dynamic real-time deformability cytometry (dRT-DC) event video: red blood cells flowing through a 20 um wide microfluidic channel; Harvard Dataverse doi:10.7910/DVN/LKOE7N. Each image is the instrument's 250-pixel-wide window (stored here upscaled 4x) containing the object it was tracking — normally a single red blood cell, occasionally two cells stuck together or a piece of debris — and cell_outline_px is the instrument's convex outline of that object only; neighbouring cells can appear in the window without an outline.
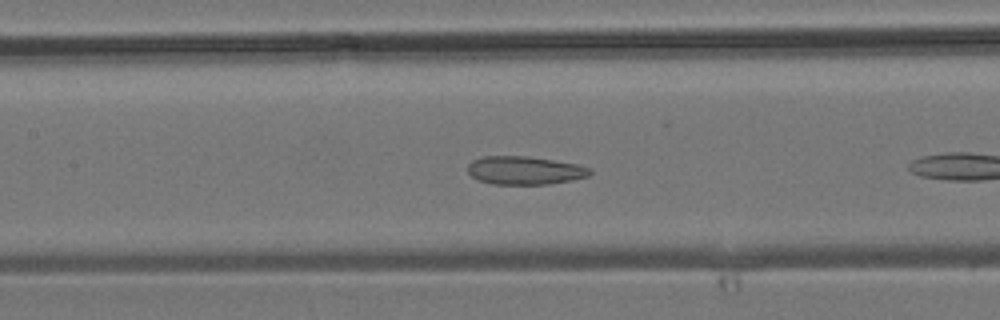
{"species": "common noctule bat (a hibernating species)", "species_latin": "Nyctalus noctula", "temperature_condition": "room temperature", "stored_images_in_passage": 8, "camera_frame_rate_fps": 3000, "um_per_image_px": 0.085, "animal": {"sex": "male", "body_mass_g": 19.2, "forearm_length_mm": 51.8}, "frame": {"image": 1, "passage_image": 7, "time_ms": 2.0, "image_size_px": [1000, 320], "cell_outline_px": [[592, 172], [588, 176], [572, 180], [548, 184], [492, 184], [480, 180], [472, 176], [468, 172], [468, 164], [472, 160], [484, 156], [528, 156], [576, 164], [592, 168]], "centroid_in_image_um": [44.6, 14.48], "position_along_channel_um": 162.8, "area_um2": 20.06}}